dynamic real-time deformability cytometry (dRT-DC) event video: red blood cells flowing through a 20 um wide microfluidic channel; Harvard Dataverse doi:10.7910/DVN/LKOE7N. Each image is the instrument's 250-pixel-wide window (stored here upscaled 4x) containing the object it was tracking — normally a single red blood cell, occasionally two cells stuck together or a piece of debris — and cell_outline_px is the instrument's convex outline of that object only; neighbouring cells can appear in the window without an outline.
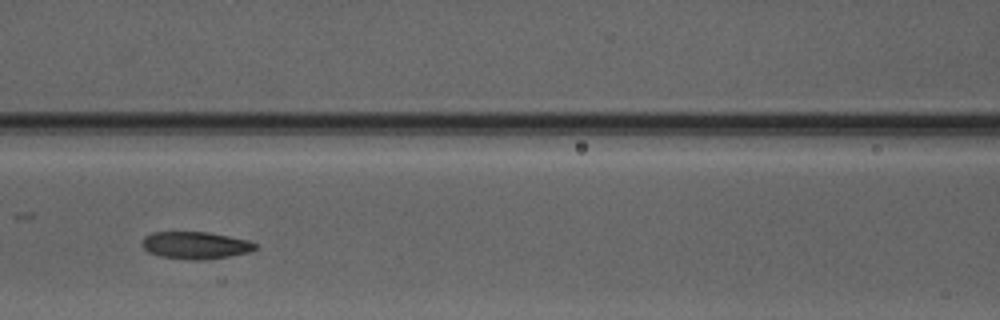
{"species": "Egyptian fruit bat (a non-hibernating species)", "species_latin": "Rousettus aegyptiacus", "temperature_condition": "warm", "stored_images_in_passage": 3, "camera_frame_rate_fps": 3000, "um_per_image_px": 0.085, "animal": {"sex": "male"}, "frame": {"image": 1, "passage_image": 3, "time_ms": 2.333, "image_size_px": [1000, 320], "cell_outline_px": [[256, 248], [248, 252], [228, 256], [200, 260], [188, 260], [160, 256], [148, 252], [140, 244], [140, 240], [144, 236], [152, 232], [208, 232], [248, 240], [256, 244]], "centroid_in_image_um": [16.54, 20.84], "position_along_channel_um": 150.1, "area_um2": 17.98}}